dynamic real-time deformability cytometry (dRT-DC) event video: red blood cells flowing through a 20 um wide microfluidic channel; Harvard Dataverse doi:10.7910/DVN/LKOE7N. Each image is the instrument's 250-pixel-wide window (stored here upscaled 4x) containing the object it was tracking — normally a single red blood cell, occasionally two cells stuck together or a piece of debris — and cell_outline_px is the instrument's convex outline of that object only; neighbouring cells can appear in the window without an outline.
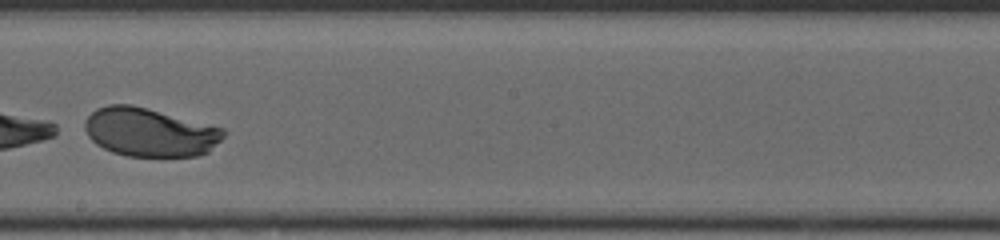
{"species": "human", "species_latin": "Homo sapiens", "temperature_condition": "cold", "stored_images_in_passage": 33, "camera_frame_rate_fps": 3000, "um_per_image_px": 0.085, "donor": {"sex": "female"}, "frame": {"image": 1, "passage_image": 20, "time_ms": 6.333, "image_size_px": [1000, 240], "cell_outline_px": [[228, 132], [208, 152], [196, 156], [128, 156], [112, 152], [96, 144], [88, 136], [84, 128], [84, 120], [96, 108], [108, 104], [132, 104], [148, 108], [224, 128]], "centroid_in_image_um": [12.71, 11.23], "position_along_channel_um": 235.5, "area_um2": 39.42}}
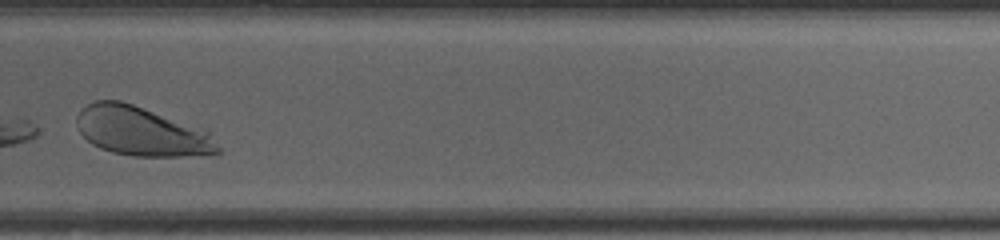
{"frame": {"image": 2, "passage_image": 26, "time_ms": 8.333, "image_size_px": [1000, 240], "cell_outline_px": [[220, 152], [208, 156], [132, 156], [112, 152], [100, 148], [92, 144], [80, 132], [76, 124], [76, 116], [80, 108], [96, 100], [120, 100], [208, 128], [212, 132], [220, 148]], "centroid_in_image_um": [12.11, 11.16], "position_along_channel_um": 317.7, "area_um2": 41.44}}